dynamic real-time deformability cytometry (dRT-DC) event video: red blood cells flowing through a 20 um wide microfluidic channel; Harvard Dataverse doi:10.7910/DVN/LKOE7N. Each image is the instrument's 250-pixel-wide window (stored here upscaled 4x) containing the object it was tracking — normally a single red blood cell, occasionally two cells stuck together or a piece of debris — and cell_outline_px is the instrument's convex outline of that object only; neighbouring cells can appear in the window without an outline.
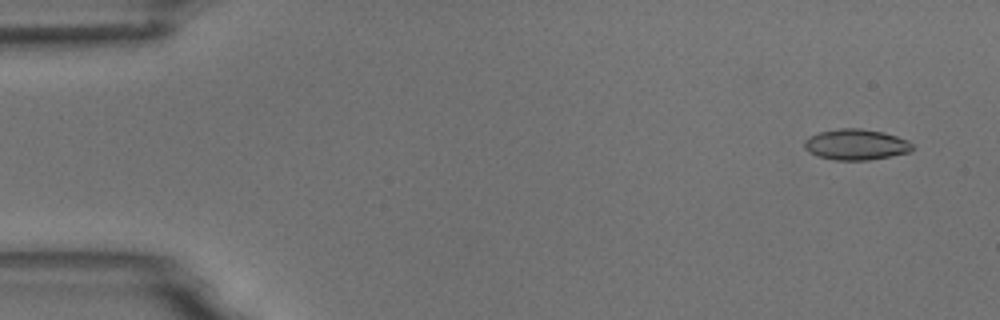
{"species": "common noctule bat (a hibernating species)", "species_latin": "Nyctalus noctula", "temperature_condition": "room temperature", "stored_images_in_passage": 9, "camera_frame_rate_fps": 3000, "um_per_image_px": 0.085, "animal": {"sex": "male", "body_mass_g": 18.8}, "frame": {"image": 1, "passage_image": 2, "time_ms": 2.0, "image_size_px": [1000, 320], "cell_outline_px": [[912, 152], [868, 160], [836, 160], [820, 156], [808, 152], [804, 148], [804, 140], [808, 136], [820, 132], [840, 128], [860, 128], [884, 132], [908, 140], [912, 144]], "centroid_in_image_um": [72.76, 12.28], "position_along_channel_um": 12.2, "area_um2": 19.42}}
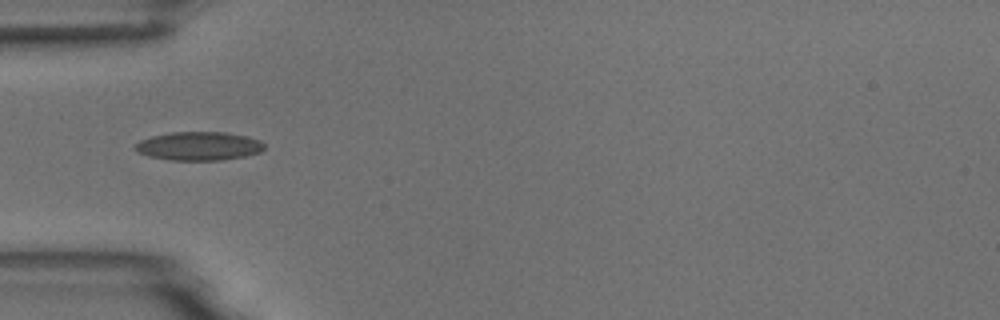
{"frame": {"image": 2, "passage_image": 6, "time_ms": 6.667, "image_size_px": [1000, 320], "cell_outline_px": [[264, 148], [260, 152], [244, 156], [220, 160], [168, 160], [148, 156], [136, 152], [132, 148], [140, 140], [152, 136], [172, 132], [224, 132], [248, 136], [260, 140], [264, 144]], "centroid_in_image_um": [16.87, 12.41], "position_along_channel_um": 68.1, "area_um2": 21.62}}